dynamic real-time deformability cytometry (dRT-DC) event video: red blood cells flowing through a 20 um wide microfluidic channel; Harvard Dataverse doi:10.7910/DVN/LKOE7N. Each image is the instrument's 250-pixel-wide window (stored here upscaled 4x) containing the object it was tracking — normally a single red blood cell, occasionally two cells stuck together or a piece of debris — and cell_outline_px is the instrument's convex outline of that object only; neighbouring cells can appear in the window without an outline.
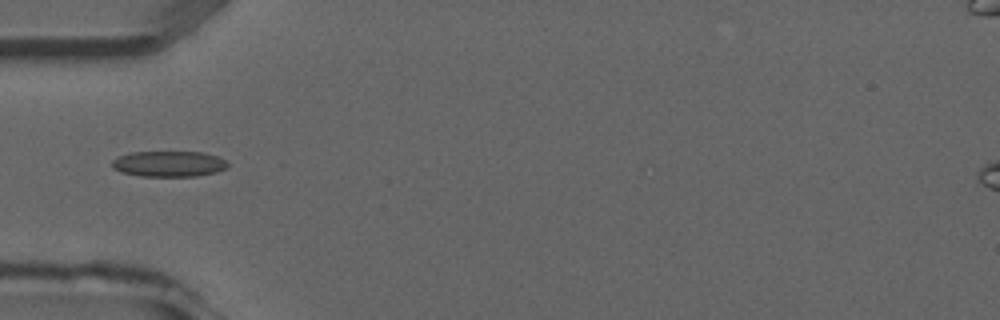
{"species": "common noctule bat (a hibernating species)", "species_latin": "Nyctalus noctula", "temperature_condition": "room temperature", "stored_images_in_passage": 5, "camera_frame_rate_fps": 3000, "um_per_image_px": 0.085, "animal": {"sex": "male", "forearm_length_mm": 52.5}, "frame": {"image": 1, "passage_image": 5, "time_ms": 5.333, "image_size_px": [1000, 320], "cell_outline_px": [[228, 168], [216, 172], [196, 176], [140, 176], [120, 172], [112, 168], [112, 160], [120, 156], [132, 152], [200, 152], [216, 156], [224, 160], [228, 164]], "centroid_in_image_um": [14.33, 13.93], "position_along_channel_um": 70.7, "area_um2": 17.28}}